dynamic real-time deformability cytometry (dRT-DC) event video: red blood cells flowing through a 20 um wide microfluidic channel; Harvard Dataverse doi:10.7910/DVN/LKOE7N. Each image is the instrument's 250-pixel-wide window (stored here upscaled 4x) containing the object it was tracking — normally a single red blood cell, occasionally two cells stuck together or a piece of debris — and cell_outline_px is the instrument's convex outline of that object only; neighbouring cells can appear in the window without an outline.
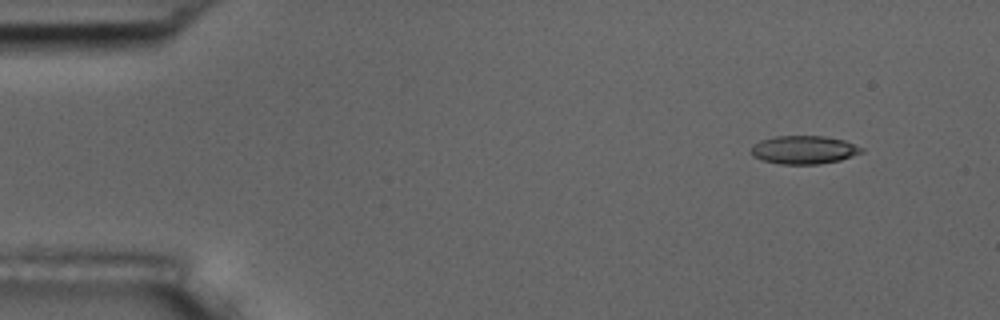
{"species": "common noctule bat (a hibernating species)", "species_latin": "Nyctalus noctula", "temperature_condition": "room temperature", "stored_images_in_passage": 6, "segment_of_instrument_passage": [2, 2], "camera_frame_rate_fps": 3000, "um_per_image_px": 0.085, "animal": {"sex": "male", "body_mass_g": 17.5, "forearm_length_mm": 52.3}, "frame": {"image": 1, "passage_image": 6, "time_ms": 6.333, "image_size_px": [1000, 320], "cell_outline_px": [[864, 152], [840, 160], [820, 164], [780, 164], [760, 160], [752, 156], [752, 144], [760, 140], [776, 136], [824, 136], [844, 140], [864, 148]], "centroid_in_image_um": [68.32, 12.74], "position_along_channel_um": 16.7, "area_um2": 18.32}}